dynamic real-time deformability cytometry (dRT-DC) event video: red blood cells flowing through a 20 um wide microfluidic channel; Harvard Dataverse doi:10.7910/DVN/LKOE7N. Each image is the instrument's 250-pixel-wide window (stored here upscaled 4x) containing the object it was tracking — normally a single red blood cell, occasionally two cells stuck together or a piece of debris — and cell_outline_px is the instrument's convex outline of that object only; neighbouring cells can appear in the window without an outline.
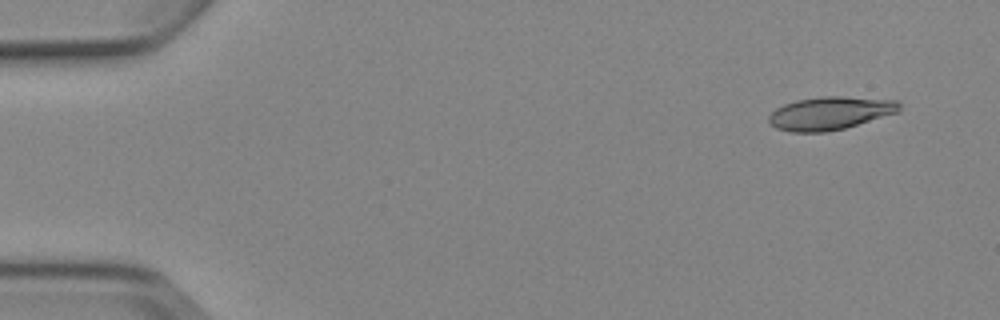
{"species": "Egyptian fruit bat (a non-hibernating species)", "species_latin": "Rousettus aegyptiacus", "temperature_condition": "cold", "stored_images_in_passage": 5, "camera_frame_rate_fps": 3000, "um_per_image_px": 0.085, "animal": {"sex": "female"}, "frame": {"image": 1, "passage_image": 1, "time_ms": 0.0, "image_size_px": [1000, 320], "cell_outline_px": [[900, 112], [844, 128], [824, 132], [792, 132], [776, 128], [768, 120], [768, 116], [776, 108], [784, 104], [796, 100], [824, 96], [840, 96], [900, 100]], "centroid_in_image_um": [70.58, 9.61], "position_along_channel_um": 14.4, "area_um2": 25.2}}
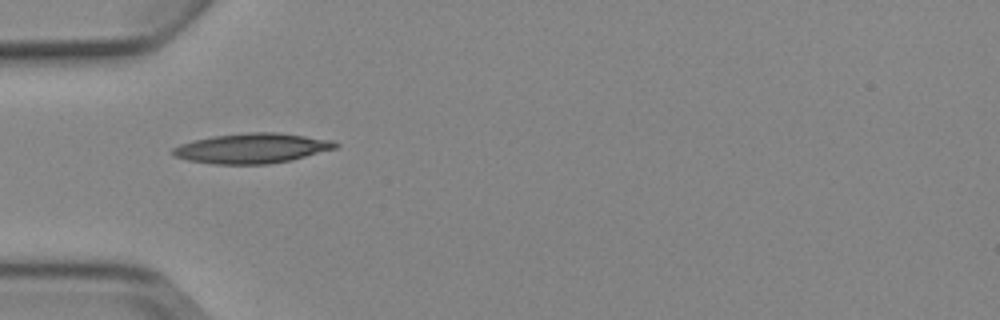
{"frame": {"image": 2, "passage_image": 4, "time_ms": 4.333, "image_size_px": [1000, 320], "cell_outline_px": [[340, 144], [336, 148], [292, 160], [268, 164], [212, 164], [188, 160], [172, 156], [168, 152], [172, 148], [180, 144], [192, 140], [212, 136], [248, 132], [276, 132], [332, 140]], "centroid_in_image_um": [21.36, 12.6], "position_along_channel_um": 63.6, "area_um2": 28.61}}
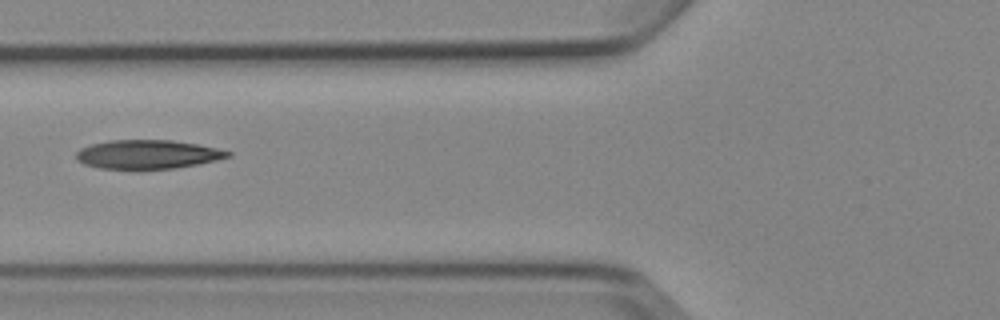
{"frame": {"image": 3, "passage_image": 5, "time_ms": 5.667, "image_size_px": [1000, 320], "cell_outline_px": [[232, 156], [216, 160], [176, 168], [136, 172], [100, 168], [84, 164], [76, 160], [76, 152], [80, 148], [92, 144], [108, 140], [172, 140], [196, 144], [216, 148], [232, 152]], "centroid_in_image_um": [12.5, 13.16], "position_along_channel_um": 113.3, "area_um2": 26.36}}